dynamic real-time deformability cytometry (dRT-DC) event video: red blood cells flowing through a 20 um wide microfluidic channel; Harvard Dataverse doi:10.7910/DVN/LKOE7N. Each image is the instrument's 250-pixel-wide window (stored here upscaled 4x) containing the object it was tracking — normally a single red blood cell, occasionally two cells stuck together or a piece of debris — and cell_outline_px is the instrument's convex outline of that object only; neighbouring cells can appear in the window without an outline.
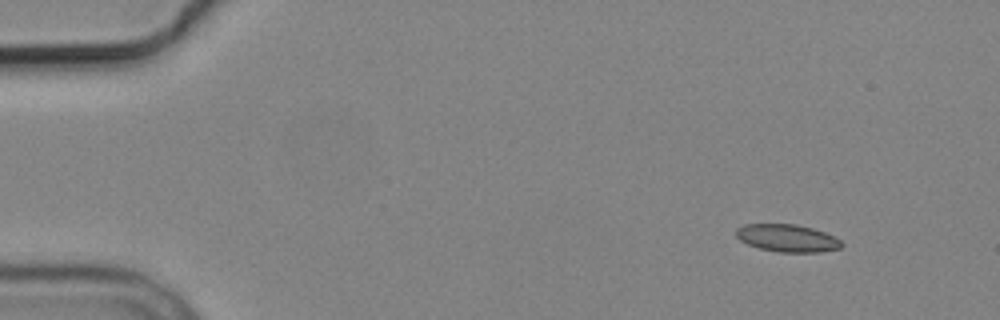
{"species": "common noctule bat (a hibernating species)", "species_latin": "Nyctalus noctula", "temperature_condition": "cold", "stored_images_in_passage": 4, "camera_frame_rate_fps": 3000, "um_per_image_px": 0.085, "animal": {"sex": "male", "body_mass_g": 19.2, "forearm_length_mm": 51.8}, "frame": {"image": 1, "passage_image": 1, "time_ms": 0.0, "image_size_px": [1000, 320], "cell_outline_px": [[844, 244], [840, 248], [820, 252], [776, 252], [760, 248], [748, 244], [740, 240], [736, 236], [736, 228], [744, 224], [796, 224], [812, 228], [824, 232], [840, 240]], "centroid_in_image_um": [66.91, 20.24], "position_along_channel_um": 18.1, "area_um2": 16.88}}